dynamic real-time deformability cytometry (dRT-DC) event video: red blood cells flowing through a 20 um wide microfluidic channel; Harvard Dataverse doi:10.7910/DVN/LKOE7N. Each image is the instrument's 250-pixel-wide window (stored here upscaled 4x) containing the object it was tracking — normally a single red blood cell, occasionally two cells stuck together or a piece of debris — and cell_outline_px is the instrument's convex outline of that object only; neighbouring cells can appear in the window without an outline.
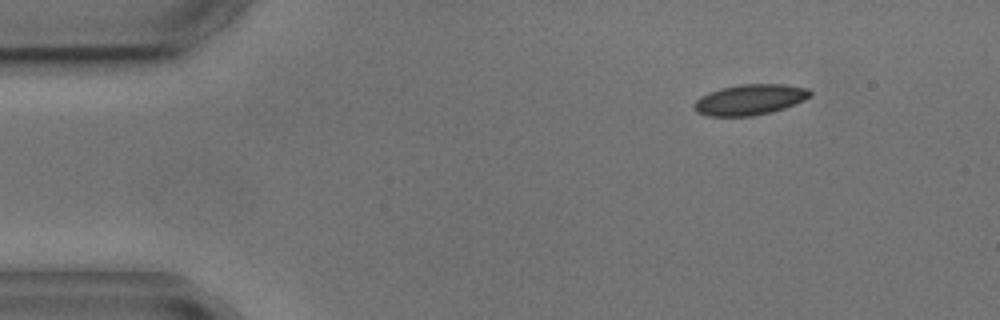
{"species": "common noctule bat (a hibernating species)", "species_latin": "Nyctalus noctula", "temperature_condition": "cold", "stored_images_in_passage": 3, "camera_frame_rate_fps": 3000, "um_per_image_px": 0.085, "animal": {"sex": "male", "body_mass_g": 17.9, "forearm_length_mm": 54.2}, "frame": {"image": 1, "passage_image": 1, "time_ms": 0.0, "image_size_px": [1000, 320], "cell_outline_px": [[812, 96], [804, 100], [784, 108], [752, 116], [708, 116], [696, 112], [692, 108], [692, 104], [700, 96], [708, 92], [720, 88], [740, 84], [784, 84], [808, 88], [812, 92]], "centroid_in_image_um": [63.7, 8.46], "position_along_channel_um": 21.3, "area_um2": 20.87}}